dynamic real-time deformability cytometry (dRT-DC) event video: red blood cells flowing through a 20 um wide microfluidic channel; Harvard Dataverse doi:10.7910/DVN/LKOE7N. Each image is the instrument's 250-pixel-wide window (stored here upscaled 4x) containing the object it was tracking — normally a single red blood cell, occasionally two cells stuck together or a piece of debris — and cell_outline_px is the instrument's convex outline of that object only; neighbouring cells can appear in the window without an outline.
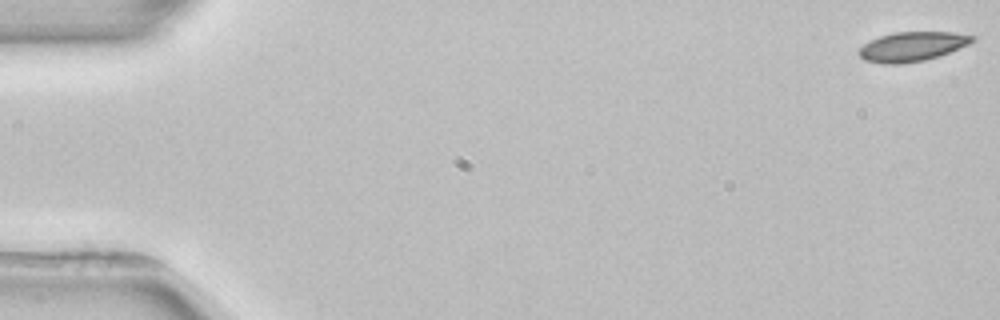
{"species": "common noctule bat (a hibernating species)", "species_latin": "Nyctalus noctula", "temperature_condition": "room temperature", "stored_images_in_passage": 6, "camera_frame_rate_fps": 3000, "um_per_image_px": 0.085, "animal": {"sex": "female", "body_mass_g": 22.7, "forearm_length_mm": 54.2}, "frame": {"image": 1, "passage_image": 1, "time_ms": 0.0, "image_size_px": [1000, 320], "cell_outline_px": [[976, 40], [968, 44], [948, 52], [924, 60], [904, 64], [884, 64], [864, 60], [856, 52], [864, 44], [880, 36], [892, 32], [956, 32], [976, 36]], "centroid_in_image_um": [77.52, 3.95], "position_along_channel_um": 7.5, "area_um2": 19.42}}
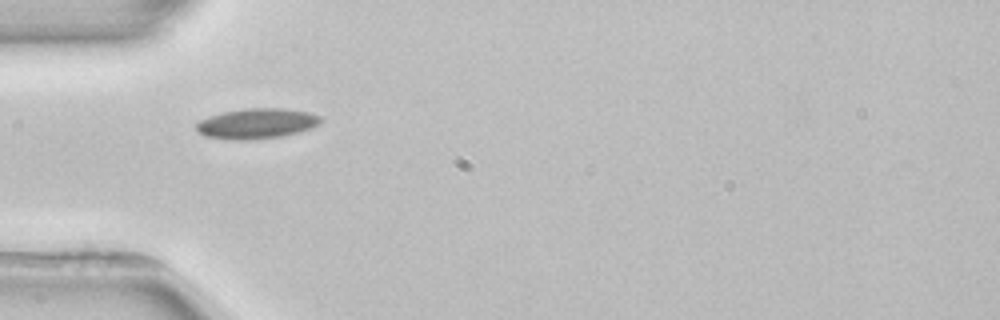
{"frame": {"image": 2, "passage_image": 5, "time_ms": 5.333, "image_size_px": [1000, 320], "cell_outline_px": [[324, 120], [320, 124], [312, 128], [280, 136], [248, 140], [232, 140], [204, 136], [196, 132], [196, 120], [208, 116], [224, 112], [244, 108], [284, 108], [308, 112], [320, 116]], "centroid_in_image_um": [21.78, 10.49], "position_along_channel_um": 63.2, "area_um2": 22.2}}